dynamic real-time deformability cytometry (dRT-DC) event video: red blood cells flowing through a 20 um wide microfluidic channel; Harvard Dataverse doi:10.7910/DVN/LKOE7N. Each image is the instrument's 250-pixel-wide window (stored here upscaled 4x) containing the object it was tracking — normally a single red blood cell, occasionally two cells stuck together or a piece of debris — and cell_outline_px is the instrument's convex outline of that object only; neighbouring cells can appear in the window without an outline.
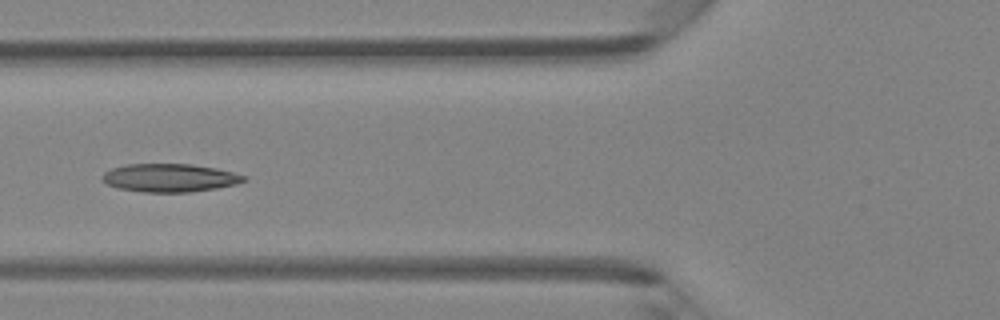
{"species": "Egyptian fruit bat (a non-hibernating species)", "species_latin": "Rousettus aegyptiacus", "temperature_condition": "room temperature", "stored_images_in_passage": 5, "camera_frame_rate_fps": 3000, "um_per_image_px": 0.085, "animal": {"sex": "female"}, "frame": {"image": 1, "passage_image": 5, "time_ms": 4.667, "image_size_px": [1000, 320], "cell_outline_px": [[248, 180], [236, 184], [216, 188], [188, 192], [144, 192], [116, 188], [100, 180], [100, 176], [104, 172], [112, 168], [128, 164], [192, 164], [216, 168], [248, 176]], "centroid_in_image_um": [14.41, 15.11], "position_along_channel_um": 111.4, "area_um2": 23.41}}